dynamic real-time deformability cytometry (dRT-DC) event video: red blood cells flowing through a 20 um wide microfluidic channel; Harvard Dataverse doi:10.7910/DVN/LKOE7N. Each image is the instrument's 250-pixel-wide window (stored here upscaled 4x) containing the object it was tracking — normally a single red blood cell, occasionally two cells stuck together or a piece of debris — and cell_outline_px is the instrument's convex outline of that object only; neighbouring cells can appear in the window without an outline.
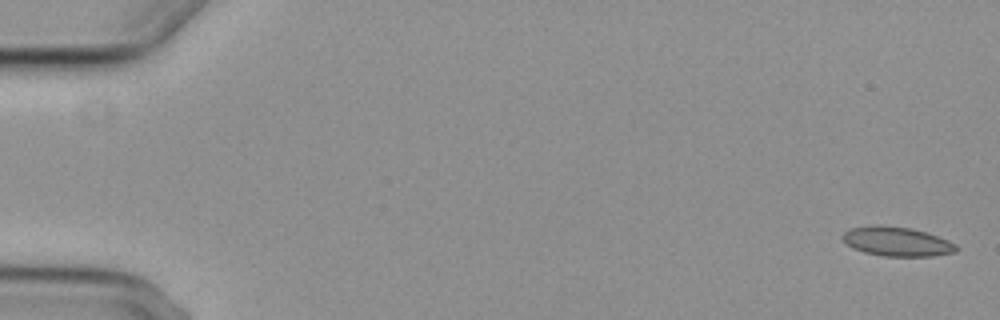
{"species": "common noctule bat (a hibernating species)", "species_latin": "Nyctalus noctula", "temperature_condition": "cold", "stored_images_in_passage": 3, "camera_frame_rate_fps": 3000, "um_per_image_px": 0.085, "animal": {"sex": "female", "body_mass_g": 29.2, "forearm_length_mm": 56.3}, "frame": {"image": 1, "passage_image": 1, "time_ms": 0.0, "image_size_px": [1000, 320], "cell_outline_px": [[960, 248], [956, 252], [932, 256], [884, 256], [864, 252], [852, 248], [840, 236], [848, 228], [876, 224], [880, 224], [912, 228], [948, 240], [956, 244]], "centroid_in_image_um": [76.22, 20.52], "position_along_channel_um": 8.8, "area_um2": 19.59}}